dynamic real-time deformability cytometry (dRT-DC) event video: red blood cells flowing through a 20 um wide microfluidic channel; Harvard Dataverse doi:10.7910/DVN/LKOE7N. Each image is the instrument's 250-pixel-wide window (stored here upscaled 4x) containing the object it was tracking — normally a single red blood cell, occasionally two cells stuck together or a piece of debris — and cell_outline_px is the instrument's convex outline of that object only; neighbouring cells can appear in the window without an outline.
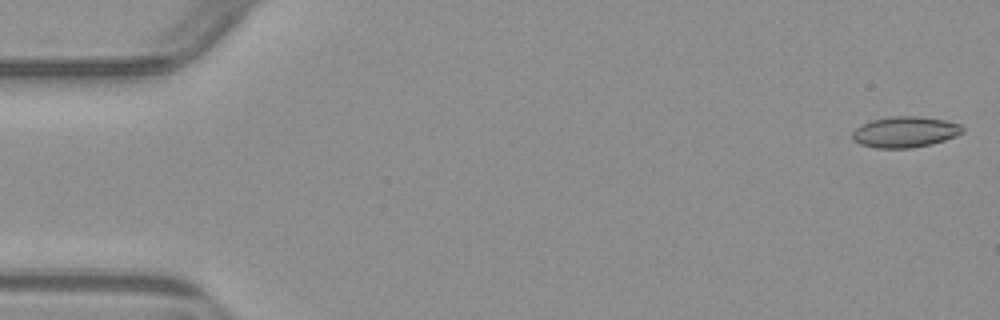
{"species": "common noctule bat (a hibernating species)", "species_latin": "Nyctalus noctula", "temperature_condition": "warm", "stored_images_in_passage": 6, "segment_of_instrument_passage": [1, 2], "camera_frame_rate_fps": 3000, "um_per_image_px": 0.085, "animal": {"sex": "male", "body_mass_g": 23.1, "forearm_length_mm": 52.7}, "frame": {"image": 1, "passage_image": 1, "time_ms": 0.0, "image_size_px": [1000, 320], "cell_outline_px": [[964, 132], [956, 136], [932, 144], [912, 148], [876, 148], [860, 144], [852, 140], [852, 132], [856, 128], [872, 120], [892, 116], [920, 116], [944, 120], [960, 124], [964, 128]], "centroid_in_image_um": [76.94, 11.22], "position_along_channel_um": 8.1, "area_um2": 19.88}}
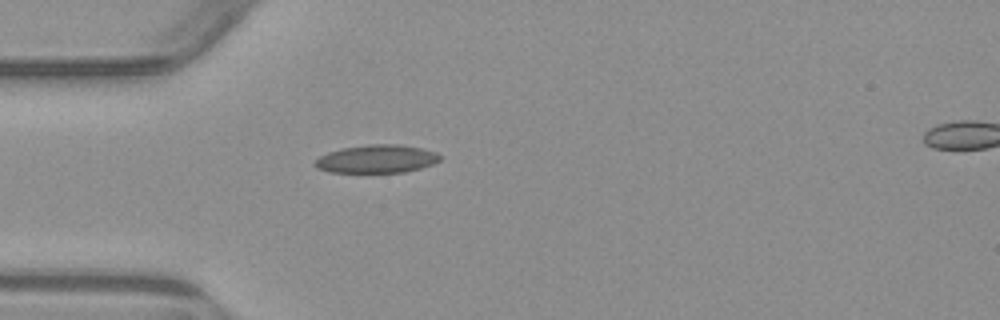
{"frame": {"image": 2, "passage_image": 5, "time_ms": 4.667, "image_size_px": [1000, 320], "cell_outline_px": [[444, 156], [440, 160], [432, 164], [420, 168], [404, 172], [328, 172], [316, 168], [312, 164], [320, 156], [328, 152], [344, 148], [368, 144], [400, 144], [420, 148], [436, 152]], "centroid_in_image_um": [32.02, 13.51], "position_along_channel_um": 53.0, "area_um2": 20.52}}